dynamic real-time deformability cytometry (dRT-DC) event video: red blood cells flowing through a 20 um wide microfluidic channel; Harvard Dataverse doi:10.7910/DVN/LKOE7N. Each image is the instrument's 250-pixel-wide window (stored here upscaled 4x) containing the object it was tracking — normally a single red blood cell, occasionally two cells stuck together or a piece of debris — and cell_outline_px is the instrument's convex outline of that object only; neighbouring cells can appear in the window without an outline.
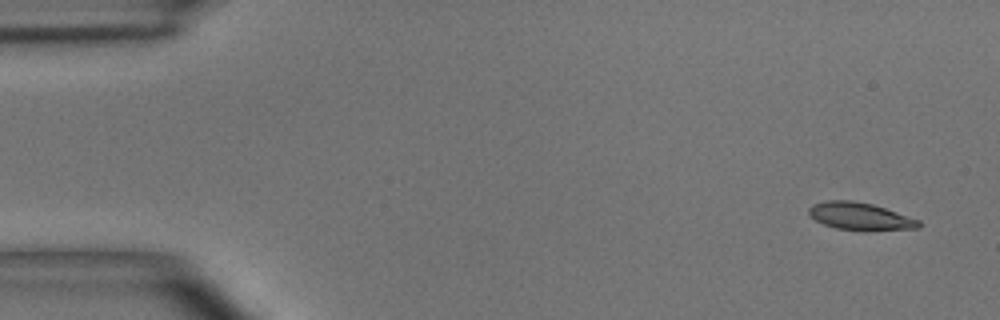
{"species": "common noctule bat (a hibernating species)", "species_latin": "Nyctalus noctula", "temperature_condition": "room temperature", "stored_images_in_passage": 4, "camera_frame_rate_fps": 3000, "um_per_image_px": 0.085, "animal": {"sex": "male", "body_mass_g": 15.6}, "frame": {"image": 1, "passage_image": 1, "time_ms": 0.0, "image_size_px": [1000, 320], "cell_outline_px": [[920, 228], [864, 232], [836, 228], [824, 224], [808, 216], [808, 208], [812, 204], [828, 200], [852, 200], [872, 204], [920, 220]], "centroid_in_image_um": [73.1, 18.41], "position_along_channel_um": 11.9, "area_um2": 17.92}}
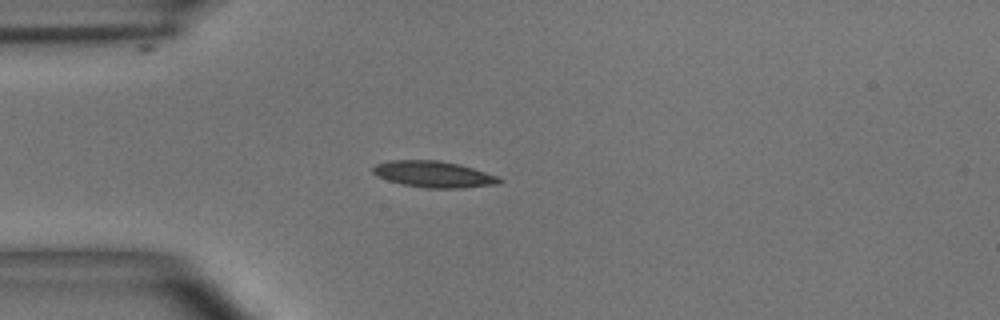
{"frame": {"image": 2, "passage_image": 4, "time_ms": 3.667, "image_size_px": [1000, 320], "cell_outline_px": [[504, 180], [500, 184], [464, 188], [424, 188], [404, 184], [388, 180], [376, 176], [372, 172], [372, 168], [376, 164], [392, 160], [436, 160], [460, 164], [500, 176]], "centroid_in_image_um": [36.92, 14.82], "position_along_channel_um": 48.1, "area_um2": 19.59}}